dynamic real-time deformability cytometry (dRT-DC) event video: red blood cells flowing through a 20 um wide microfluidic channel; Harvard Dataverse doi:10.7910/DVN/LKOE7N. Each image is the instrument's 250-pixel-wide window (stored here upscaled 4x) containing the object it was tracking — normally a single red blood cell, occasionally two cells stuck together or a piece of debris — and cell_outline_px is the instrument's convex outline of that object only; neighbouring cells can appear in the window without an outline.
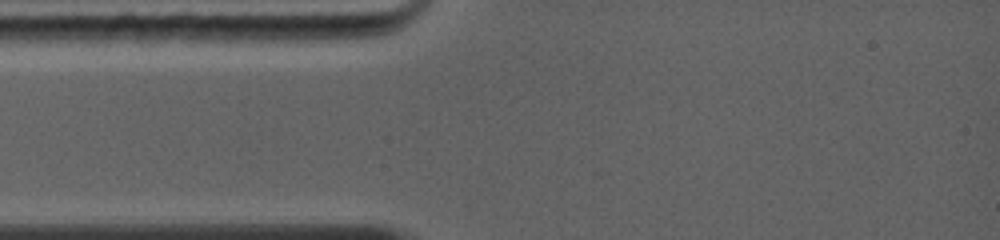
{"species": "common noctule bat (a hibernating species)", "species_latin": "Nyctalus noctula", "temperature_condition": "warm", "stored_images_in_passage": 1, "camera_frame_rate_fps": 5000, "um_per_image_px": 0.085, "animal": {"sex": "female", "body_mass_g": 19.0, "forearm_length_mm": 56.7}, "frame": {"image": 1, "passage_image": 1, "time_ms": 0.0, "image_size_px": [1000, 240], "cell_outline_px": [[944, 132], [940, 140], [916, 148], [892, 148], [880, 136], [872, 112], [912, 116]], "centroid_in_image_um": [76.97, 11.13], "position_along_channel_um": 8.0, "area_um2": 12.43}}